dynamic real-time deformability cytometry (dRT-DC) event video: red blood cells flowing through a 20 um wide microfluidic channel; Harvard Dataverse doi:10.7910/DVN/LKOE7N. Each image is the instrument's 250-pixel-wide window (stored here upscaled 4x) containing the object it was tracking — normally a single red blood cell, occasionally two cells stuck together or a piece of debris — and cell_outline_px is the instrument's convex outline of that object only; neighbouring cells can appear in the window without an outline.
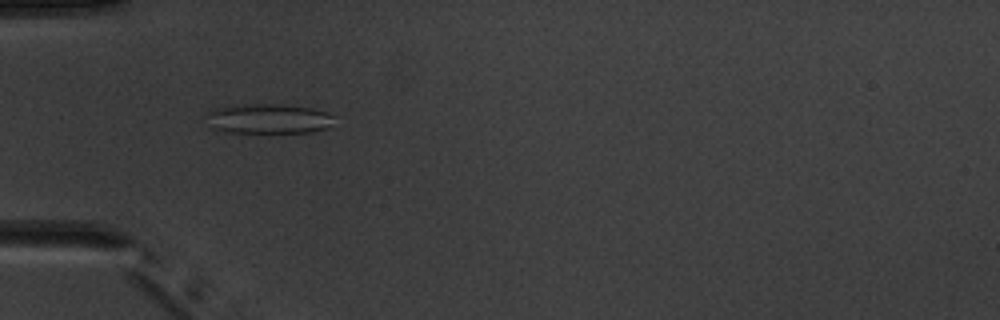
{"species": "common noctule bat (a hibernating species)", "species_latin": "Nyctalus noctula", "temperature_condition": "warm", "stored_images_in_passage": 5, "camera_frame_rate_fps": 3000, "um_per_image_px": 0.085, "animal": {"sex": "male", "body_mass_g": 20.1, "forearm_length_mm": 53.5}, "frame": {"image": 1, "passage_image": 5, "time_ms": 4.667, "image_size_px": [1000, 320], "cell_outline_px": [[336, 116], [328, 128], [312, 132], [232, 132], [212, 128], [208, 112], [216, 108], [236, 104], [288, 104], [312, 108]], "centroid_in_image_um": [22.89, 10.07], "position_along_channel_um": 62.1, "area_um2": 22.08}}